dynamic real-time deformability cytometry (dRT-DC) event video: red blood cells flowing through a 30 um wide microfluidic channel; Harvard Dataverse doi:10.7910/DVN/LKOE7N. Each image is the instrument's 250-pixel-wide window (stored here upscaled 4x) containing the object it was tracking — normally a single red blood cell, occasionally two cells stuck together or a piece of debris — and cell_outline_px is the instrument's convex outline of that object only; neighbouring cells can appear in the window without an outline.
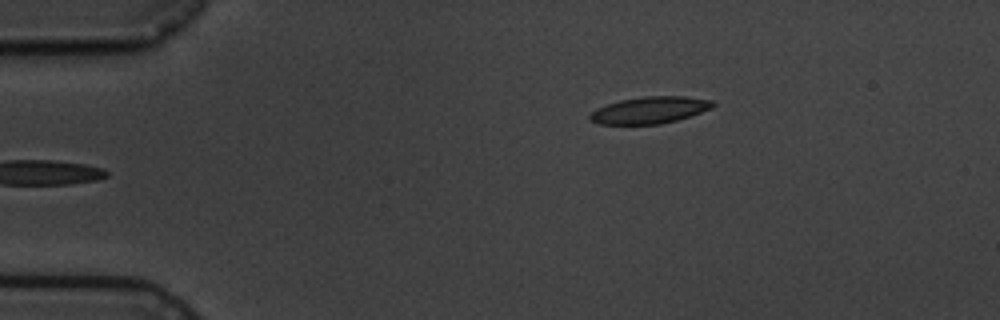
{"species": "common noctule bat (a hibernating species)", "species_latin": "Nyctalus noctula", "temperature_condition": "cold", "stored_images_in_passage": 5, "camera_frame_rate_fps": 3000, "um_per_image_px": 0.085, "animal": {"sex": "male", "body_mass_g": 19.5, "forearm_length_mm": 54.6}, "frame": {"image": 1, "passage_image": 5, "time_ms": 4.333, "image_size_px": [1000, 320], "cell_outline_px": [[716, 104], [712, 108], [676, 120], [660, 124], [600, 124], [592, 120], [588, 116], [596, 108], [620, 100], [644, 96], [688, 96], [712, 100]], "centroid_in_image_um": [55.25, 9.34], "position_along_channel_um": 29.8, "area_um2": 19.07}}